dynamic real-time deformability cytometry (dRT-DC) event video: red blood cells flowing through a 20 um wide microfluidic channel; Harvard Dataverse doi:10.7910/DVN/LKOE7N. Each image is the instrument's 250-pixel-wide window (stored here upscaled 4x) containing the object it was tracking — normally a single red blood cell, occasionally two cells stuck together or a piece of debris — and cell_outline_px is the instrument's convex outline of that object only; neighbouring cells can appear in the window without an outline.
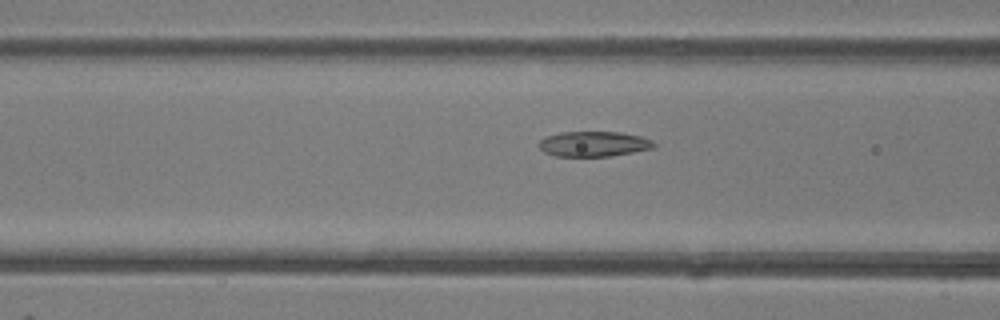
{"species": "common noctule bat (a hibernating species)", "species_latin": "Nyctalus noctula", "temperature_condition": "room temperature", "stored_images_in_passage": 32, "camera_frame_rate_fps": 3000, "um_per_image_px": 0.085, "animal": {"sex": "female"}, "frame": {"image": 1, "passage_image": 19, "time_ms": 6.0, "image_size_px": [1000, 320], "cell_outline_px": [[656, 148], [612, 156], [556, 156], [544, 152], [536, 144], [544, 136], [560, 132], [620, 132], [640, 136], [652, 140], [656, 144]], "centroid_in_image_um": [50.46, 12.23], "position_along_channel_um": 116.1, "area_um2": 17.11}}
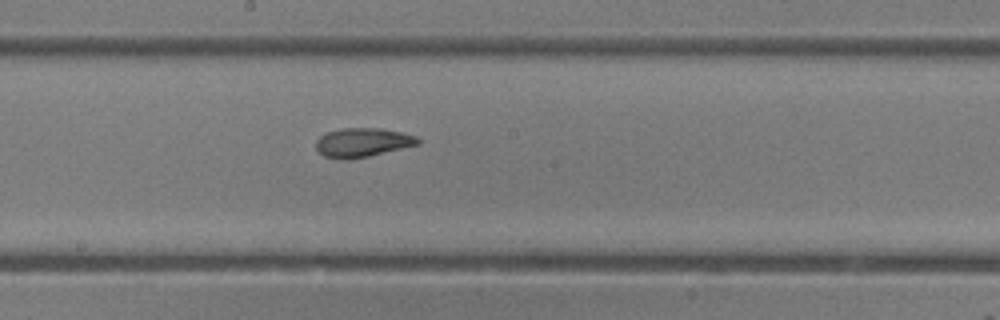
{"frame": {"image": 2, "passage_image": 26, "time_ms": 8.333, "image_size_px": [1000, 320], "cell_outline_px": [[420, 144], [368, 156], [348, 160], [340, 160], [324, 156], [316, 148], [316, 140], [320, 136], [328, 132], [344, 128], [380, 128], [404, 132], [416, 136], [420, 140]], "centroid_in_image_um": [30.83, 12.11], "position_along_channel_um": 217.4, "area_um2": 17.28}}
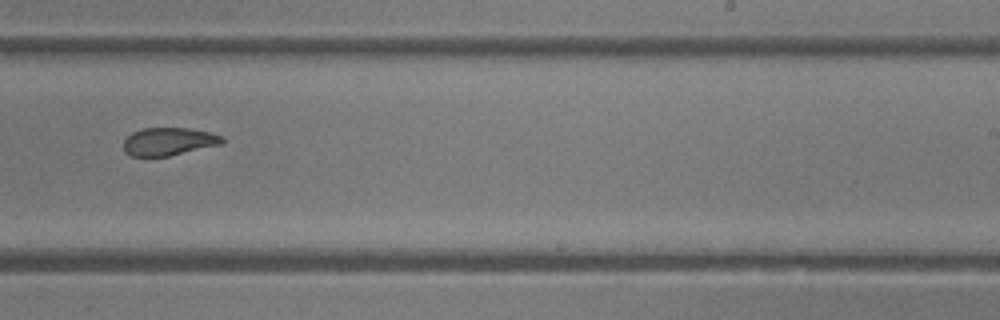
{"frame": {"image": 3, "passage_image": 30, "time_ms": 9.667, "image_size_px": [1000, 320], "cell_outline_px": [[224, 144], [168, 156], [132, 156], [124, 152], [124, 140], [132, 132], [140, 128], [188, 128], [212, 132], [224, 136]], "centroid_in_image_um": [14.38, 12.02], "position_along_channel_um": 274.6, "area_um2": 16.24}}